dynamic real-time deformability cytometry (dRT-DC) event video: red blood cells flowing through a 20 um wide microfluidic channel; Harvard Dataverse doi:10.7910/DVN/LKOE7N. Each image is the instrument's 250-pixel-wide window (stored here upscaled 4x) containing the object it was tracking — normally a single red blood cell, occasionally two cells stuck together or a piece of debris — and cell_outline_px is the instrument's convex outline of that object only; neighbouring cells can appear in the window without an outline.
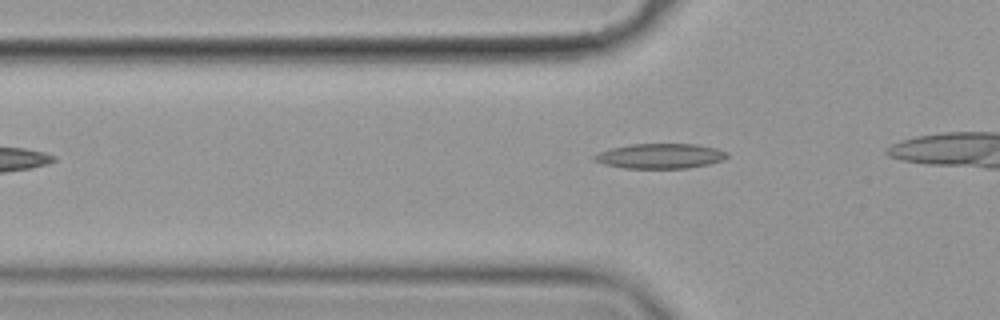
{"species": "common noctule bat (a hibernating species)", "species_latin": "Nyctalus noctula", "temperature_condition": "cold", "stored_images_in_passage": 9, "camera_frame_rate_fps": 3000, "um_per_image_px": 0.085, "animal": {"sex": "female", "body_mass_g": 19.9}, "frame": {"image": 1, "passage_image": 2, "time_ms": 0.333, "image_size_px": [1000, 320], "cell_outline_px": [[728, 156], [720, 160], [708, 164], [688, 168], [624, 168], [604, 164], [592, 160], [592, 156], [596, 152], [628, 144], [696, 144], [716, 148], [728, 152]], "centroid_in_image_um": [56.06, 13.26], "position_along_channel_um": 69.7, "area_um2": 19.36}}
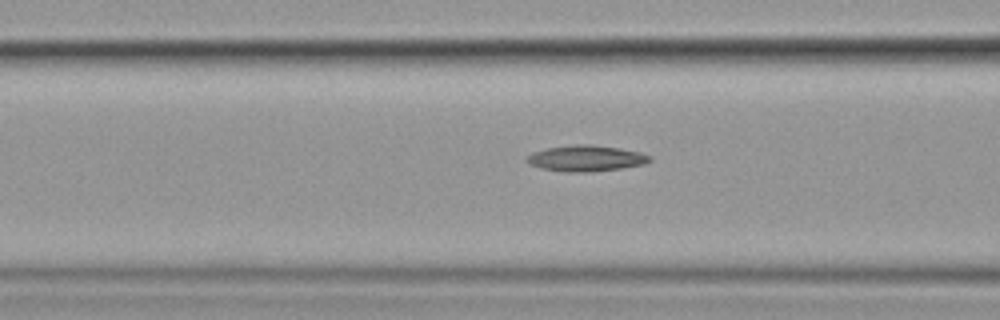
{"frame": {"image": 2, "passage_image": 6, "time_ms": 1.667, "image_size_px": [1000, 320], "cell_outline_px": [[652, 160], [644, 164], [620, 168], [592, 172], [568, 172], [540, 168], [524, 160], [532, 152], [548, 148], [576, 144], [592, 144], [620, 148], [640, 152], [652, 156]], "centroid_in_image_um": [49.84, 13.45], "position_along_channel_um": 116.8, "area_um2": 18.61}}